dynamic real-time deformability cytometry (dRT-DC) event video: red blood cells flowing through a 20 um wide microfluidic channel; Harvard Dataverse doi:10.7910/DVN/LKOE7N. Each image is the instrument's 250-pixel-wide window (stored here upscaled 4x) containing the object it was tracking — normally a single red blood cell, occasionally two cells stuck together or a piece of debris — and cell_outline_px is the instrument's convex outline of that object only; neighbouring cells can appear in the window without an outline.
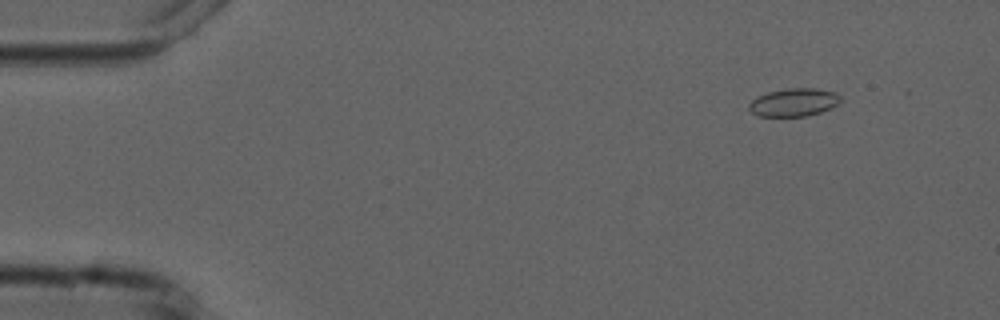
{"species": "common noctule bat (a hibernating species)", "species_latin": "Nyctalus noctula", "temperature_condition": "cold", "stored_images_in_passage": 5, "camera_frame_rate_fps": 3000, "um_per_image_px": 0.085, "animal": {"sex": "male", "forearm_length_mm": 52.5}, "frame": {"image": 1, "passage_image": 2, "time_ms": 1.333, "image_size_px": [1000, 320], "cell_outline_px": [[840, 104], [832, 108], [808, 116], [756, 116], [748, 108], [748, 104], [756, 96], [768, 92], [788, 88], [816, 88], [836, 92], [840, 96]], "centroid_in_image_um": [67.48, 8.7], "position_along_channel_um": 17.5, "area_um2": 15.14}}
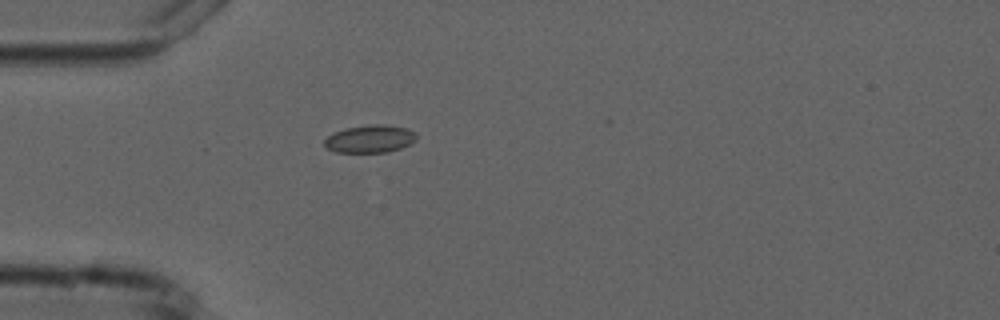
{"frame": {"image": 2, "passage_image": 5, "time_ms": 4.667, "image_size_px": [1000, 320], "cell_outline_px": [[416, 140], [400, 148], [388, 152], [336, 152], [328, 148], [324, 144], [324, 140], [332, 132], [344, 128], [372, 124], [380, 124], [408, 128], [416, 132]], "centroid_in_image_um": [31.44, 11.79], "position_along_channel_um": 53.6, "area_um2": 14.85}}